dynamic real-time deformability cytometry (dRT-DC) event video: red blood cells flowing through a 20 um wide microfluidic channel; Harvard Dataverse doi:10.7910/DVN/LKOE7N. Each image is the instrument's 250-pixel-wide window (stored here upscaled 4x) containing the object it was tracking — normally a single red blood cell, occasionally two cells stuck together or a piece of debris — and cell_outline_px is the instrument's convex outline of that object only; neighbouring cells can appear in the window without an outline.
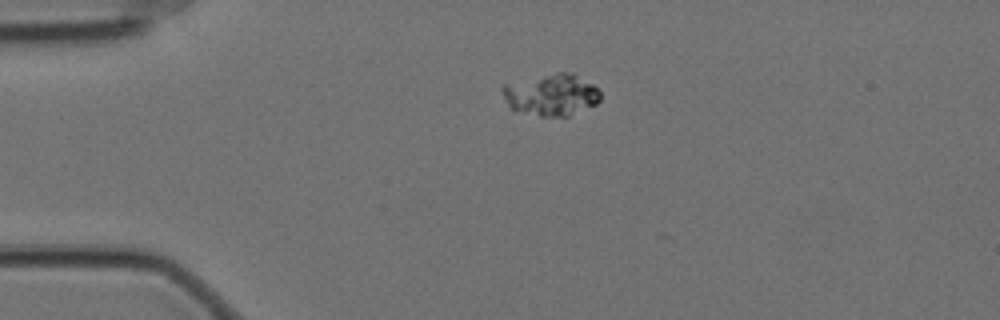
{"species": "Egyptian fruit bat (a non-hibernating species)", "species_latin": "Rousettus aegyptiacus", "temperature_condition": "cold", "stored_images_in_passage": 38, "camera_frame_rate_fps": 3000, "um_per_image_px": 0.085, "animal": {"sex": "female"}, "frame": {"image": 1, "passage_image": 1, "time_ms": 0.0, "image_size_px": [1000, 320], "cell_outline_px": [[600, 100], [596, 104], [568, 116], [540, 116], [512, 108], [508, 104], [500, 88], [504, 84], [556, 72], [572, 72], [592, 84], [600, 92]], "centroid_in_image_um": [46.88, 8.04], "position_along_channel_um": 38.1, "area_um2": 23.47}}
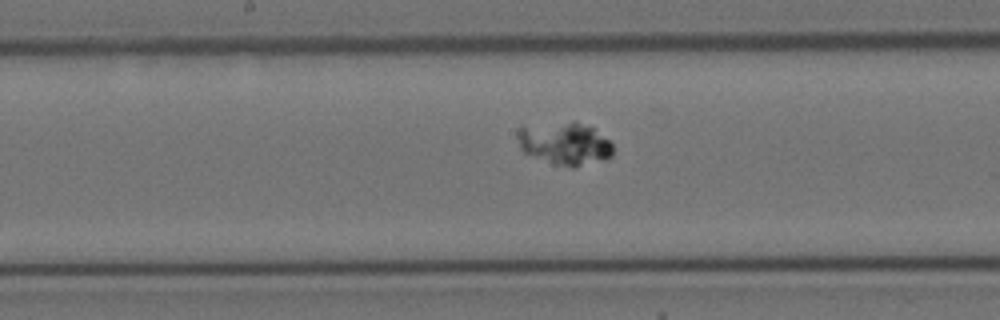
{"frame": {"image": 2, "passage_image": 18, "time_ms": 5.667, "image_size_px": [1000, 320], "cell_outline_px": [[612, 156], [604, 160], [576, 168], [572, 168], [556, 164], [524, 152], [520, 148], [516, 136], [516, 128], [572, 120], [576, 120], [592, 128], [608, 140], [612, 144]], "centroid_in_image_um": [48.0, 12.2], "position_along_channel_um": 200.2, "area_um2": 23.76}}
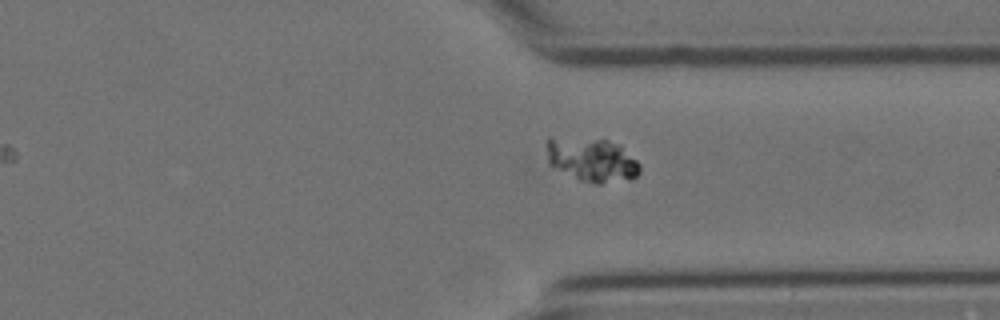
{"frame": {"image": 3, "passage_image": 32, "time_ms": 10.333, "image_size_px": [1000, 320], "cell_outline_px": [[640, 172], [632, 180], [600, 184], [596, 184], [580, 180], [548, 164], [544, 140], [548, 136], [604, 140], [620, 144], [640, 164]], "centroid_in_image_um": [50.28, 13.57], "position_along_channel_um": 361.1, "area_um2": 24.28}}